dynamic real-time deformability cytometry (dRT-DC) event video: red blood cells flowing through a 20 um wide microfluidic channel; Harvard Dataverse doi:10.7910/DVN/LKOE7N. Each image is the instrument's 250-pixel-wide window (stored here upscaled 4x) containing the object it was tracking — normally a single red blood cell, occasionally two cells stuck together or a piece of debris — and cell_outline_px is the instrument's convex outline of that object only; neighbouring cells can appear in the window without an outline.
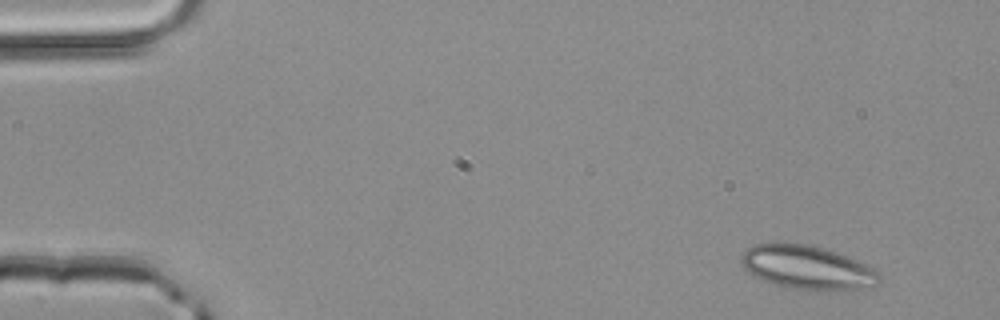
{"species": "common noctule bat (a hibernating species)", "species_latin": "Nyctalus noctula", "temperature_condition": "room temperature", "stored_images_in_passage": 3, "camera_frame_rate_fps": 3000, "um_per_image_px": 0.085, "animal": {"sex": "male", "body_mass_g": 20.4}, "frame": {"image": 1, "passage_image": 1, "time_ms": 0.0, "image_size_px": [1000, 320], "cell_outline_px": [[880, 280], [876, 284], [852, 292], [820, 292], [792, 288], [776, 284], [764, 280], [748, 272], [740, 264], [740, 260], [744, 252], [748, 248], [756, 244], [812, 244], [836, 252], [872, 268], [880, 272]], "centroid_in_image_um": [68.67, 22.78], "position_along_channel_um": 16.3, "area_um2": 35.37}}